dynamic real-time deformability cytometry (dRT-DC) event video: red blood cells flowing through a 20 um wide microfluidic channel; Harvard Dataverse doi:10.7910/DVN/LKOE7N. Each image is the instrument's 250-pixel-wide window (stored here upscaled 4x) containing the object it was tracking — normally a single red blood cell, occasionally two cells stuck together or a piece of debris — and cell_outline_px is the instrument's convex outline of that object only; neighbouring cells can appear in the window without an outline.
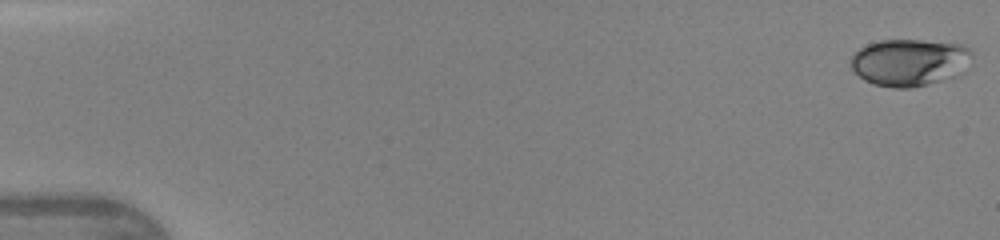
{"species": "human", "species_latin": "Homo sapiens", "temperature_condition": "warm", "stored_images_in_passage": 46, "camera_frame_rate_fps": 3000, "um_per_image_px": 0.085, "donor": {"sex": "female"}, "frame": {"image": 1, "passage_image": 1, "time_ms": 0.0, "image_size_px": [1000, 240], "cell_outline_px": [[972, 56], [964, 72], [956, 76], [908, 88], [892, 88], [876, 84], [864, 80], [852, 68], [852, 52], [868, 44], [880, 40], [920, 40], [960, 44], [968, 48], [972, 52]], "centroid_in_image_um": [77.32, 5.29], "position_along_channel_um": 7.7, "area_um2": 33.06}}
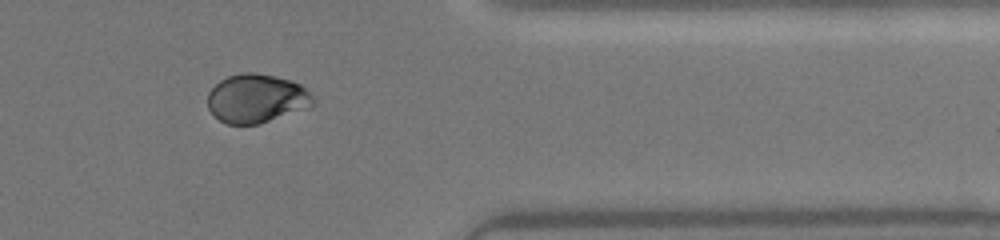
{"frame": {"image": 2, "passage_image": 39, "time_ms": 12.667, "image_size_px": [1000, 240], "cell_outline_px": [[316, 104], [260, 124], [228, 124], [220, 120], [208, 108], [208, 92], [220, 80], [228, 76], [240, 72], [252, 72], [292, 80], [300, 84], [316, 100]], "centroid_in_image_um": [21.8, 8.36], "position_along_channel_um": 389.6, "area_um2": 29.77}}
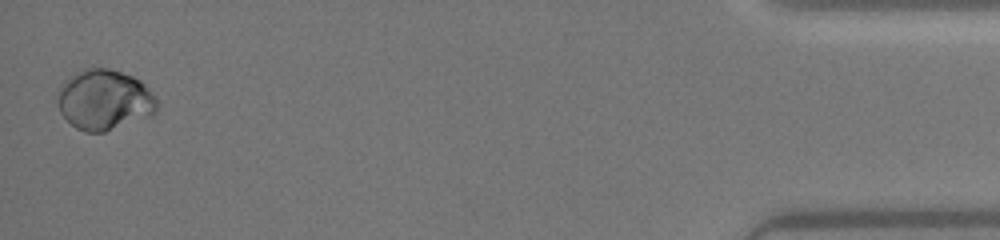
{"frame": {"image": 3, "passage_image": 46, "time_ms": 15.0, "image_size_px": [1000, 240], "cell_outline_px": [[156, 112], [104, 132], [84, 132], [76, 128], [60, 112], [60, 92], [64, 80], [76, 72], [92, 64], [108, 68], [132, 76], [140, 80], [156, 96]], "centroid_in_image_um": [8.87, 8.44], "position_along_channel_um": 426.3, "area_um2": 34.56}, "authors_computed_cell_mechanics": {"area_um2": 31.0097, "velocity_mm_per_s": 4.3569, "shape_relaxation_time_tau1_ms": 1.7081, "shape_relaxation_time_tau2_ms": null, "deformation_change_tau1": 0.0409, "deformation_change_tau2": null}}